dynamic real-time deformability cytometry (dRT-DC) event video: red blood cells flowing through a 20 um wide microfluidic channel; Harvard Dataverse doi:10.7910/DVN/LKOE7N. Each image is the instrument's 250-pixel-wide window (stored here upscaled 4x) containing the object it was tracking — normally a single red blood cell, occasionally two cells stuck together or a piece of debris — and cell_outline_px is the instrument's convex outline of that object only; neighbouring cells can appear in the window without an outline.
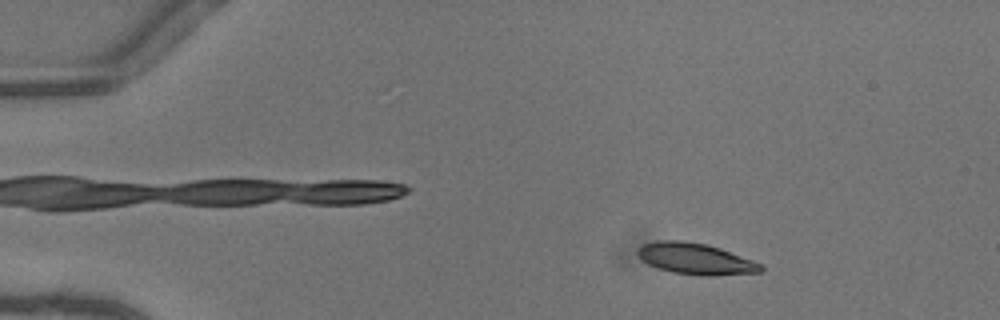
{"species": "common noctule bat (a hibernating species)", "species_latin": "Nyctalus noctula", "temperature_condition": "warm", "stored_images_in_passage": 51, "camera_frame_rate_fps": 3000, "um_per_image_px": 0.085, "animal": {"sex": "female"}, "frame": {"image": 1, "passage_image": 8, "time_ms": 2.333, "image_size_px": [1000, 320], "cell_outline_px": [[764, 268], [760, 272], [704, 276], [672, 272], [648, 264], [640, 260], [636, 252], [644, 244], [660, 240], [684, 240], [708, 244], [720, 248], [764, 264]], "centroid_in_image_um": [59.13, 21.99], "position_along_channel_um": 25.9, "area_um2": 22.43}}
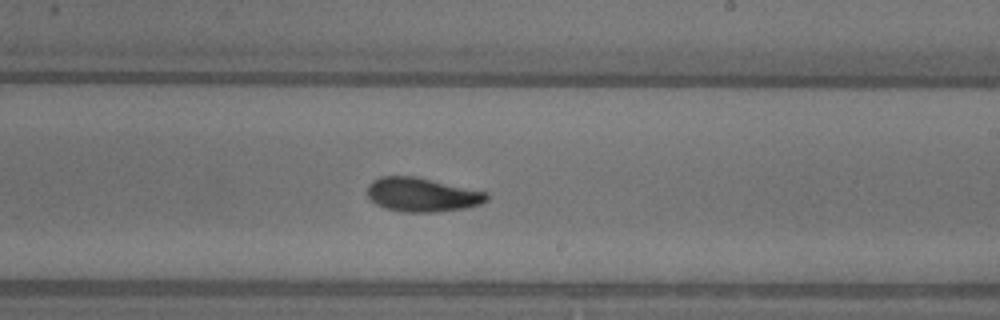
{"frame": {"image": 2, "passage_image": 31, "time_ms": 10.0, "image_size_px": [1000, 320], "cell_outline_px": [[488, 200], [480, 204], [464, 208], [432, 212], [404, 212], [388, 208], [376, 204], [368, 196], [368, 184], [372, 180], [380, 176], [416, 176], [488, 192]], "centroid_in_image_um": [35.88, 16.53], "position_along_channel_um": 253.1, "area_um2": 23.58}}
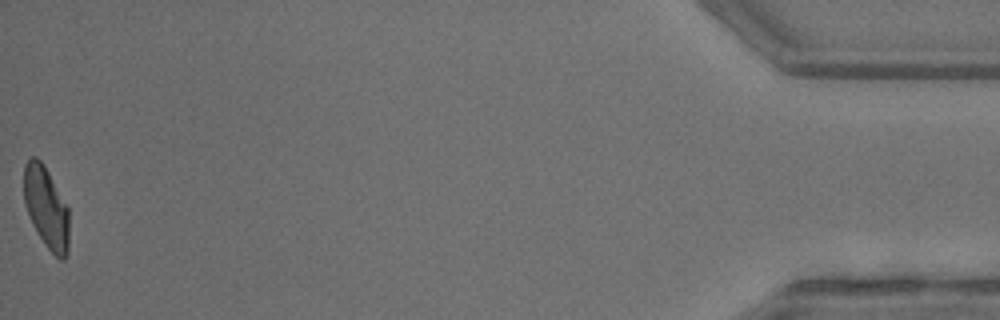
{"frame": {"image": 3, "passage_image": 51, "time_ms": 16.667, "image_size_px": [1000, 320], "cell_outline_px": [[68, 252], [64, 260], [60, 260], [48, 248], [36, 232], [32, 224], [24, 200], [24, 164], [32, 156], [36, 156], [44, 164], [68, 208]], "centroid_in_image_um": [3.92, 17.64], "position_along_channel_um": 431.3, "area_um2": 21.33}, "authors_computed_cell_mechanics": {"area_um2": 22.7154, "velocity_mm_per_s": 4.121, "shape_relaxation_time_tau1_ms": 4.337, "shape_relaxation_time_tau2_ms": 2.208, "deformation_change_tau1": 0.1682, "deformation_change_tau2": 0.0764}}